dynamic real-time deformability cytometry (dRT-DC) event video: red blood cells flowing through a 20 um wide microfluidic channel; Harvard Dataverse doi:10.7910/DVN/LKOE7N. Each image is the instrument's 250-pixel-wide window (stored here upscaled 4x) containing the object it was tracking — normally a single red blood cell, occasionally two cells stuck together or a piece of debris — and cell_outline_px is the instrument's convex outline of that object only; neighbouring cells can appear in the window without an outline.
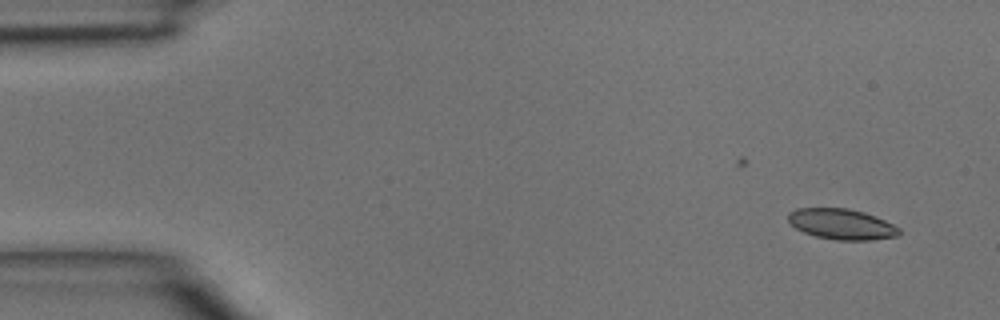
{"species": "common noctule bat (a hibernating species)", "species_latin": "Nyctalus noctula", "temperature_condition": "room temperature", "stored_images_in_passage": 5, "camera_frame_rate_fps": 3000, "um_per_image_px": 0.085, "animal": {"sex": "male", "body_mass_g": 15.6}, "frame": {"image": 1, "passage_image": 1, "time_ms": 0.0, "image_size_px": [1000, 320], "cell_outline_px": [[900, 236], [872, 240], [836, 240], [816, 236], [804, 232], [796, 228], [788, 220], [788, 212], [796, 208], [848, 208], [864, 212], [876, 216], [900, 228]], "centroid_in_image_um": [71.56, 19.05], "position_along_channel_um": 13.4, "area_um2": 19.88}}